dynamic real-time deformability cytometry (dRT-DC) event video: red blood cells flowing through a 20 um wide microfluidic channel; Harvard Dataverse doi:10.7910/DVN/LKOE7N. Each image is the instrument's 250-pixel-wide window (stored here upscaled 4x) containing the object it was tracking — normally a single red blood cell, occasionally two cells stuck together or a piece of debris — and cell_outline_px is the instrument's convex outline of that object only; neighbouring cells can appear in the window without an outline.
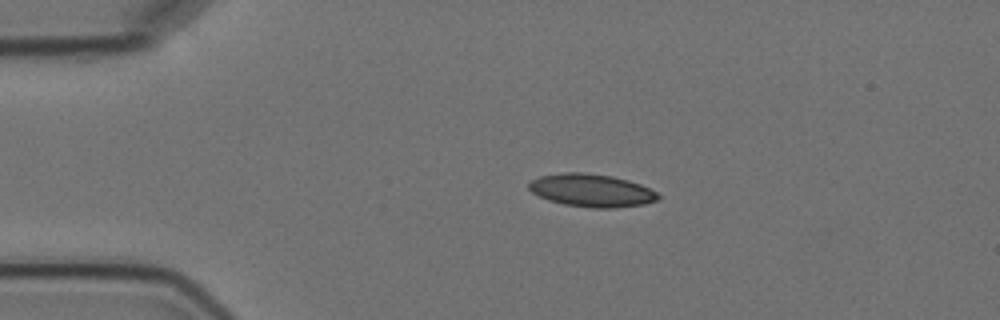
{"species": "Egyptian fruit bat (a non-hibernating species)", "species_latin": "Rousettus aegyptiacus", "temperature_condition": "cold", "stored_images_in_passage": 2, "camera_frame_rate_fps": 3000, "um_per_image_px": 0.085, "animal": {"sex": "female"}, "frame": {"image": 1, "passage_image": 1, "time_ms": 0.0, "image_size_px": [1000, 320], "cell_outline_px": [[660, 196], [656, 200], [644, 204], [616, 208], [592, 208], [564, 204], [548, 200], [532, 192], [528, 188], [528, 184], [532, 180], [540, 176], [564, 172], [584, 172], [612, 176], [628, 180], [640, 184], [656, 192]], "centroid_in_image_um": [50.27, 16.18], "position_along_channel_um": 34.7, "area_um2": 24.68}}